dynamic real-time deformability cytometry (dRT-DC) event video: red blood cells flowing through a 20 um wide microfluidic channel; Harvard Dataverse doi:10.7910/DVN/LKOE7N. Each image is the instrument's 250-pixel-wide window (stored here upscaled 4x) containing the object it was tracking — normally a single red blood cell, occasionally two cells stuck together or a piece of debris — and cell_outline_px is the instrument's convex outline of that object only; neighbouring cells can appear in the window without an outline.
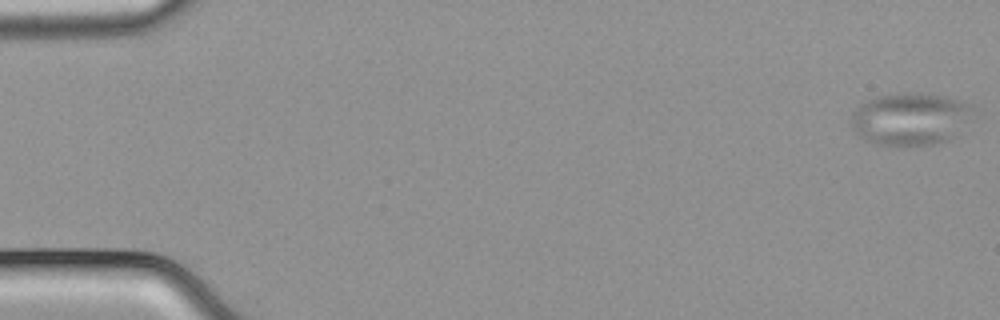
{"species": "common noctule bat (a hibernating species)", "species_latin": "Nyctalus noctula", "temperature_condition": "cold", "stored_images_in_passage": 54, "camera_frame_rate_fps": 3000, "um_per_image_px": 0.085, "animal": {"sex": "male", "body_mass_g": 21.5, "forearm_length_mm": 52.0}, "frame": {"image": 1, "passage_image": 1, "time_ms": 0.0, "image_size_px": [1000, 320], "cell_outline_px": [[972, 120], [948, 140], [932, 144], [896, 148], [876, 144], [864, 140], [852, 128], [852, 112], [860, 104], [876, 96], [904, 92], [924, 92], [948, 96], [972, 104]], "centroid_in_image_um": [77.39, 10.11], "position_along_channel_um": 7.6, "area_um2": 38.21}}
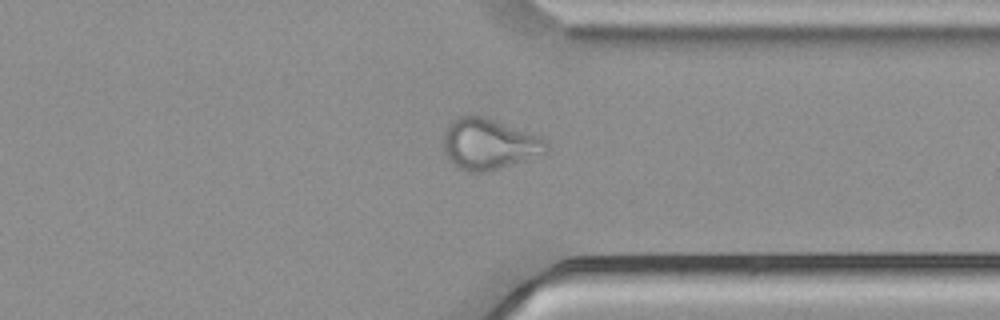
{"frame": {"image": 2, "passage_image": 42, "time_ms": 13.667, "image_size_px": [1000, 320], "cell_outline_px": [[548, 152], [544, 156], [488, 172], [468, 172], [452, 164], [448, 160], [444, 152], [444, 132], [448, 124], [456, 116], [480, 116], [544, 136], [548, 144]], "centroid_in_image_um": [41.62, 12.27], "position_along_channel_um": 369.8, "area_um2": 31.21}}
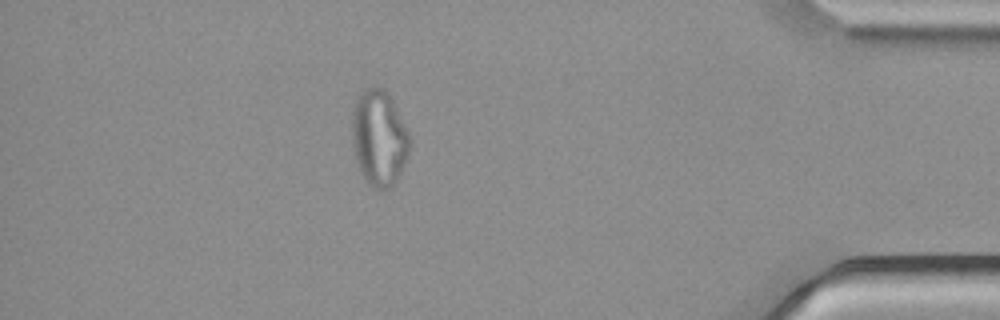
{"frame": {"image": 3, "passage_image": 48, "time_ms": 15.667, "image_size_px": [1000, 320], "cell_outline_px": [[408, 156], [396, 180], [388, 188], [376, 188], [368, 184], [364, 180], [360, 172], [356, 160], [352, 136], [352, 104], [360, 92], [364, 88], [376, 84], [388, 92], [408, 132]], "centroid_in_image_um": [32.17, 11.67], "position_along_channel_um": 403.0, "area_um2": 32.14}}